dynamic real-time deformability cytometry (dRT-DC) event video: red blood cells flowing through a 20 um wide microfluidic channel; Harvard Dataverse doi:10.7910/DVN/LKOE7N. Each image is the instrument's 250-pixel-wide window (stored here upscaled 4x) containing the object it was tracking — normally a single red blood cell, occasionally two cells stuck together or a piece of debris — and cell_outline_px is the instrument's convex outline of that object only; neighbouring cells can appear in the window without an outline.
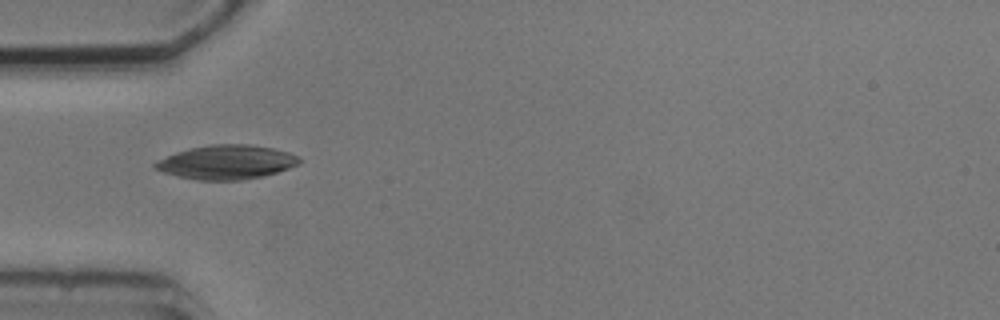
{"species": "common noctule bat (a hibernating species)", "species_latin": "Nyctalus noctula", "temperature_condition": "cold", "stored_images_in_passage": 1, "camera_frame_rate_fps": 3000, "um_per_image_px": 0.085, "animal": {"sex": "male", "body_mass_g": 20.5, "forearm_length_mm": 52.5}, "frame": {"image": 1, "passage_image": 1, "time_ms": 0.0, "image_size_px": [1000, 320], "cell_outline_px": [[300, 164], [264, 176], [240, 180], [200, 180], [176, 176], [152, 168], [152, 164], [156, 160], [176, 152], [188, 148], [208, 144], [248, 144], [272, 148], [288, 152], [300, 156]], "centroid_in_image_um": [19.22, 13.78], "position_along_channel_um": 65.8, "area_um2": 28.84}}